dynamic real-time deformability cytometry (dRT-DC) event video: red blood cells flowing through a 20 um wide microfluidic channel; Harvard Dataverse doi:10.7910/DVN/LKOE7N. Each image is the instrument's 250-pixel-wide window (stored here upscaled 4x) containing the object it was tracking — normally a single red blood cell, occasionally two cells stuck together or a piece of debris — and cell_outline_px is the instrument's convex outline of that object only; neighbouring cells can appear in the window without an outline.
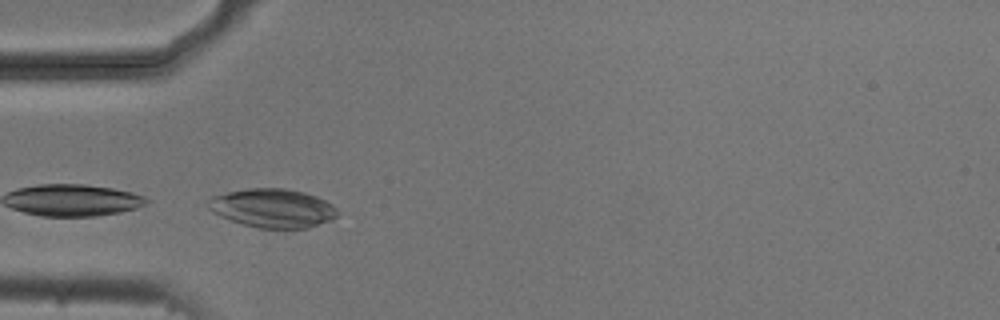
{"species": "common noctule bat (a hibernating species)", "species_latin": "Nyctalus noctula", "temperature_condition": "cold", "stored_images_in_passage": 5, "camera_frame_rate_fps": 3000, "um_per_image_px": 0.085, "animal": {"sex": "male", "body_mass_g": 20.5, "forearm_length_mm": 52.5}, "frame": {"image": 1, "passage_image": 1, "time_ms": 0.0, "image_size_px": [1000, 320], "cell_outline_px": [[340, 212], [332, 220], [308, 228], [260, 228], [240, 224], [220, 216], [212, 212], [208, 208], [208, 200], [212, 196], [228, 192], [248, 188], [284, 188], [304, 192], [316, 196], [332, 204]], "centroid_in_image_um": [23.18, 17.69], "position_along_channel_um": 61.8, "area_um2": 29.36}}